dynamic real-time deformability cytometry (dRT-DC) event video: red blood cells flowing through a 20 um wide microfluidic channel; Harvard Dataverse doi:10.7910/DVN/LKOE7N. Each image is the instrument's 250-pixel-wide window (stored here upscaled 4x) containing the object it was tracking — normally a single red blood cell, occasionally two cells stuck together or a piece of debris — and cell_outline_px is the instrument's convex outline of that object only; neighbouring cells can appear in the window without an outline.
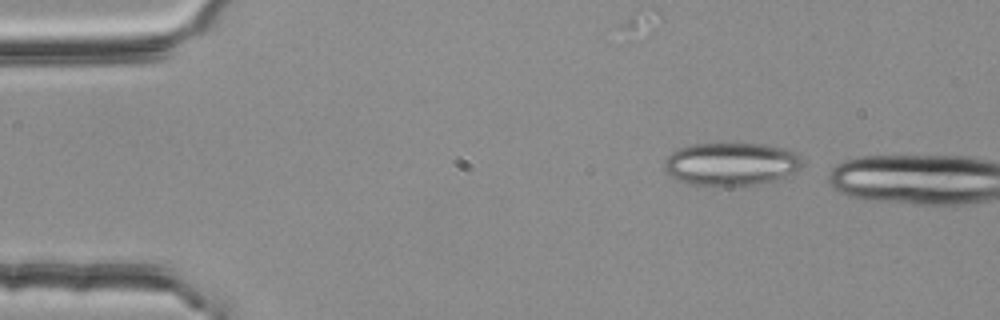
{"species": "common noctule bat (a hibernating species)", "species_latin": "Nyctalus noctula", "temperature_condition": "room temperature", "stored_images_in_passage": 4, "camera_frame_rate_fps": 3000, "um_per_image_px": 0.085, "animal": {"sex": "female", "body_mass_g": 25.1}, "frame": {"image": 1, "passage_image": 1, "time_ms": 0.0, "image_size_px": [1000, 320], "cell_outline_px": [[800, 168], [784, 176], [764, 184], [736, 188], [728, 188], [688, 184], [676, 180], [664, 172], [664, 160], [676, 148], [692, 144], [764, 144], [784, 148], [800, 156]], "centroid_in_image_um": [62.06, 13.99], "position_along_channel_um": 22.9, "area_um2": 35.37}}